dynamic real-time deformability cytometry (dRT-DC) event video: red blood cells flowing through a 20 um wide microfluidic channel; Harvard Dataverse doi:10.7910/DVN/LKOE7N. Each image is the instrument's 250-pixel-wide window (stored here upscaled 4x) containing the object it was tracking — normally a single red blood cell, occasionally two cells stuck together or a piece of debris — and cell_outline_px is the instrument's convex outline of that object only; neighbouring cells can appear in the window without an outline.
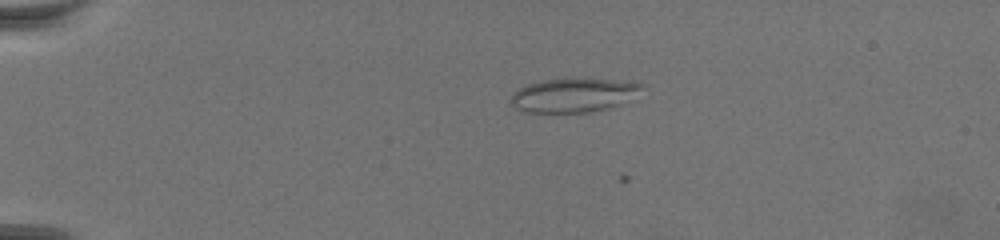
{"species": "common noctule bat (a hibernating species)", "species_latin": "Nyctalus noctula", "temperature_condition": "warm", "stored_images_in_passage": 7, "camera_frame_rate_fps": 3000, "um_per_image_px": 0.085, "animal": {"sex": "female", "body_mass_g": 19.5, "forearm_length_mm": 54.1}, "frame": {"image": 1, "passage_image": 6, "time_ms": 1.667, "image_size_px": [1000, 240], "cell_outline_px": [[644, 84], [640, 88], [616, 104], [604, 108], [588, 112], [524, 112], [516, 108], [512, 104], [512, 92], [528, 84], [540, 80], [628, 80]], "centroid_in_image_um": [48.62, 8.09], "position_along_channel_um": 36.4, "area_um2": 24.62}}